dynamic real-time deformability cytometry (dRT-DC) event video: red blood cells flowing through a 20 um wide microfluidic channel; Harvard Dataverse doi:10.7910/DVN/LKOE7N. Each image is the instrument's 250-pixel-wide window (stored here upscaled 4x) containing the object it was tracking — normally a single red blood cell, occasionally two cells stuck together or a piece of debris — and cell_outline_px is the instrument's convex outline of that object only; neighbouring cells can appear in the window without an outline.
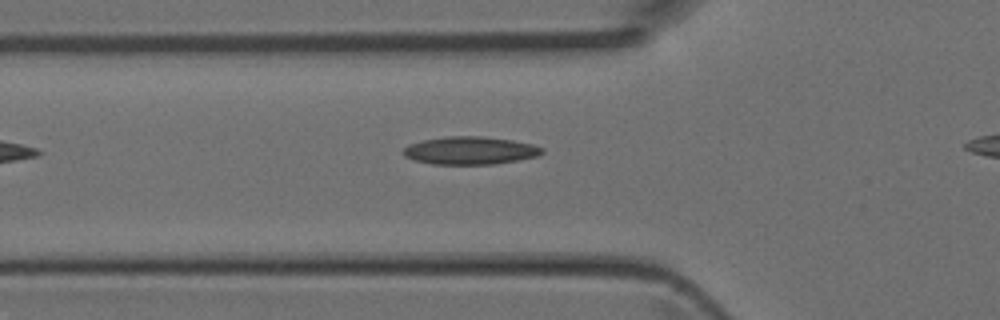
{"species": "Egyptian fruit bat (a non-hibernating species)", "species_latin": "Rousettus aegyptiacus", "temperature_condition": "room temperature", "stored_images_in_passage": 3, "segment_of_instrument_passage": [1, 2], "camera_frame_rate_fps": 3000, "um_per_image_px": 0.085, "animal": {"sex": "female"}, "frame": {"image": 1, "passage_image": 2, "time_ms": 0.333, "image_size_px": [1000, 320], "cell_outline_px": [[544, 152], [536, 156], [516, 160], [492, 164], [432, 164], [416, 160], [404, 156], [400, 152], [408, 144], [424, 140], [448, 136], [480, 136], [512, 140], [532, 144], [544, 148]], "centroid_in_image_um": [39.93, 12.79], "position_along_channel_um": 85.9, "area_um2": 22.37}}